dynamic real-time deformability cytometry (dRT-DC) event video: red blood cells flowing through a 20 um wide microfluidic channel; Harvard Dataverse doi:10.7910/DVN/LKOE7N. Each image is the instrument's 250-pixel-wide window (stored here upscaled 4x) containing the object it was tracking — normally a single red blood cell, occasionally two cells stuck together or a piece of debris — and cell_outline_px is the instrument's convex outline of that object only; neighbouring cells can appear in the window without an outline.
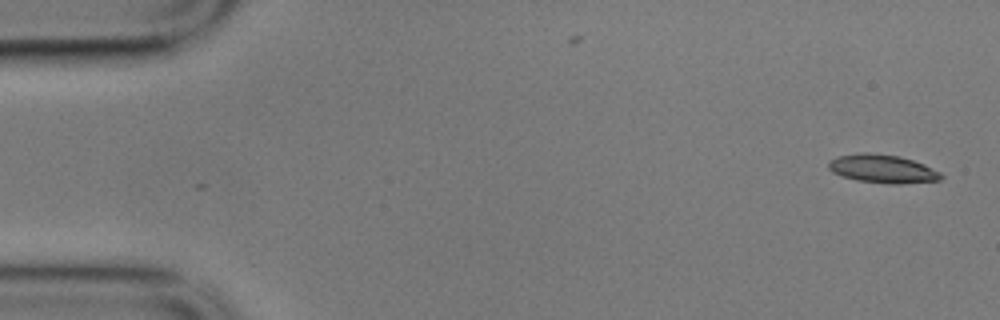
{"species": "common noctule bat (a hibernating species)", "species_latin": "Nyctalus noctula", "temperature_condition": "cold", "stored_images_in_passage": 4, "camera_frame_rate_fps": 3000, "um_per_image_px": 0.085, "animal": {"sex": "male", "body_mass_g": 17.9}, "frame": {"image": 1, "passage_image": 1, "time_ms": 0.0, "image_size_px": [1000, 320], "cell_outline_px": [[944, 176], [940, 180], [900, 184], [888, 184], [856, 180], [832, 172], [828, 168], [828, 160], [840, 156], [860, 152], [868, 152], [900, 156], [924, 164], [940, 172]], "centroid_in_image_um": [75.02, 14.34], "position_along_channel_um": 10.0, "area_um2": 18.67}}